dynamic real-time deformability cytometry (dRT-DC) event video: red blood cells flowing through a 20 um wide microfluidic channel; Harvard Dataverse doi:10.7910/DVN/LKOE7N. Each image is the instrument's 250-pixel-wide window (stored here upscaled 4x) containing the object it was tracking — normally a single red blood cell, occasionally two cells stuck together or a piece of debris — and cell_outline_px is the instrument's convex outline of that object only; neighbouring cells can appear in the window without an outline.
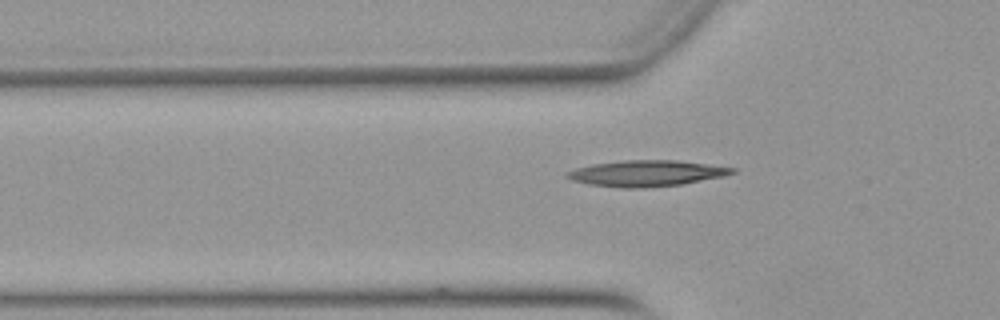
{"species": "Egyptian fruit bat (a non-hibernating species)", "species_latin": "Rousettus aegyptiacus", "temperature_condition": "warm", "stored_images_in_passage": 5, "camera_frame_rate_fps": 3000, "um_per_image_px": 0.085, "animal": {"sex": "female"}, "frame": {"image": 1, "passage_image": 5, "time_ms": 1.333, "image_size_px": [1000, 320], "cell_outline_px": [[736, 172], [724, 176], [680, 184], [644, 188], [624, 188], [588, 184], [572, 180], [564, 176], [564, 172], [576, 168], [592, 164], [624, 160], [676, 160], [736, 168]], "centroid_in_image_um": [54.9, 14.73], "position_along_channel_um": 70.9, "area_um2": 24.97}}